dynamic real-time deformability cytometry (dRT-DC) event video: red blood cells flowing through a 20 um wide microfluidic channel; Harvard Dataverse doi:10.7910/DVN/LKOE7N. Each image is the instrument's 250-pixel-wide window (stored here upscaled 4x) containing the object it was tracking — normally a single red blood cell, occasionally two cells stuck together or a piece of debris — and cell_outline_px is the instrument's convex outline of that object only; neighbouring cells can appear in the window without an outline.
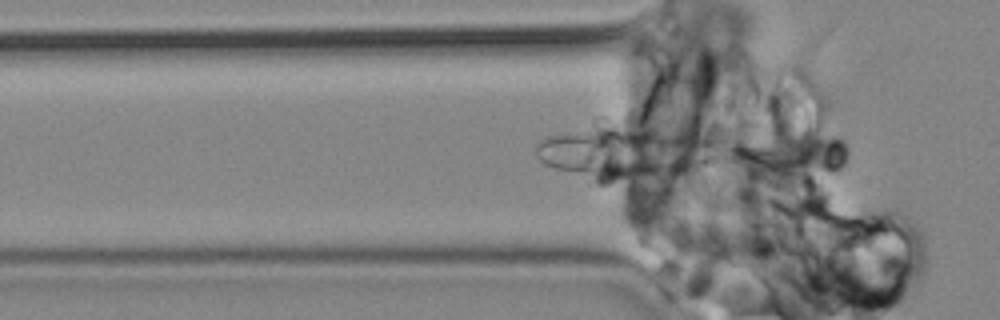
{"species": "common noctule bat (a hibernating species)", "species_latin": "Nyctalus noctula", "temperature_condition": "cold", "stored_images_in_passage": 39, "camera_frame_rate_fps": 3000, "um_per_image_px": 0.085, "animal": {"sex": "male", "body_mass_g": 19.2, "forearm_length_mm": 51.8}, "frame": {"image": 1, "passage_image": 39, "time_ms": 12.667, "image_size_px": [1000, 320], "cell_outline_px": [[848, 152], [844, 164], [836, 172], [764, 184], [760, 180], [752, 160], [760, 144], [764, 140], [804, 128], [808, 128], [836, 136], [844, 140]], "centroid_in_image_um": [67.93, 13.24], "position_along_channel_um": 57.9, "area_um2": 27.74}}